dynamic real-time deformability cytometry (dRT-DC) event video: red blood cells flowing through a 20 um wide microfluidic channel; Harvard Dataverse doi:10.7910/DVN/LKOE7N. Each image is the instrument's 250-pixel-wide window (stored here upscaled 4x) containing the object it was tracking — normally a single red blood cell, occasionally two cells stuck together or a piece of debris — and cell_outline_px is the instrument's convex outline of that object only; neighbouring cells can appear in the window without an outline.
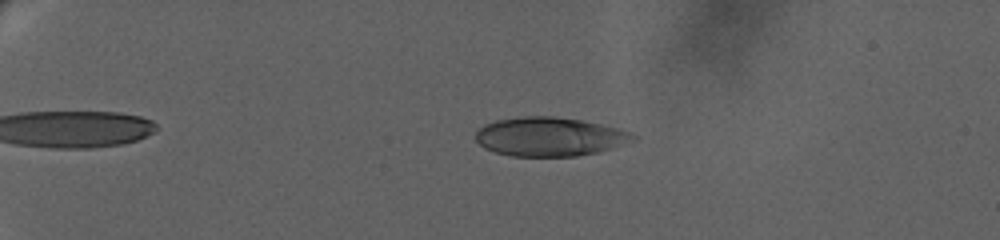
{"species": "human", "species_latin": "Homo sapiens", "temperature_condition": "warm", "stored_images_in_passage": 68, "camera_frame_rate_fps": 3000, "um_per_image_px": 0.085, "donor": {"sex": "female"}, "frame": {"image": 1, "passage_image": 19, "time_ms": 6.667, "image_size_px": [1000, 240], "cell_outline_px": [[636, 140], [612, 148], [596, 152], [576, 156], [512, 156], [496, 152], [484, 148], [476, 140], [476, 132], [484, 124], [496, 120], [524, 116], [552, 116], [580, 120], [600, 124], [616, 128], [628, 132], [636, 136]], "centroid_in_image_um": [46.69, 11.62], "position_along_channel_um": 38.3, "area_um2": 35.43}}
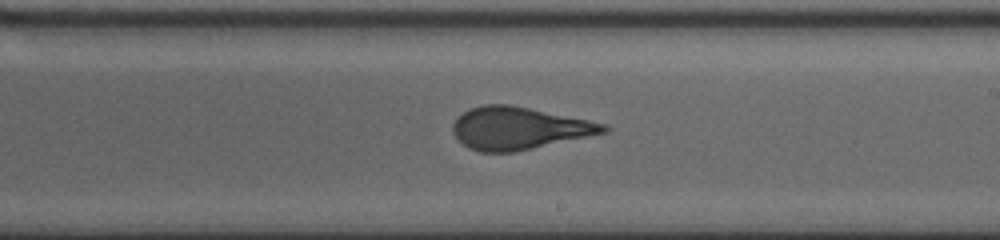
{"frame": {"image": 2, "passage_image": 45, "time_ms": 16.333, "image_size_px": [1000, 240], "cell_outline_px": [[612, 128], [608, 132], [516, 152], [480, 152], [468, 148], [452, 132], [452, 124], [456, 116], [472, 108], [484, 104], [508, 104], [608, 124]], "centroid_in_image_um": [44.11, 10.91], "position_along_channel_um": 244.9, "area_um2": 37.22}}
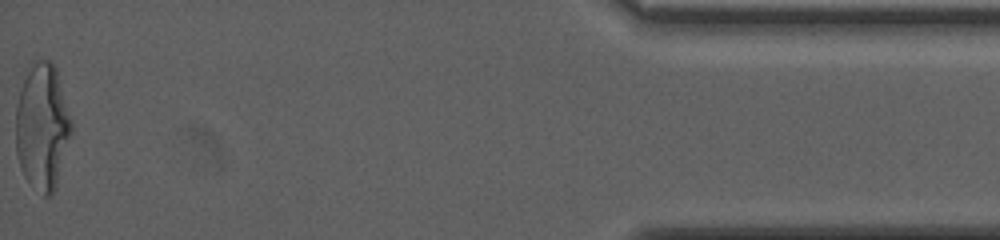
{"frame": {"image": 3, "passage_image": 68, "time_ms": 24.667, "image_size_px": [1000, 240], "cell_outline_px": [[72, 132], [56, 188], [52, 196], [44, 196], [24, 176], [20, 168], [16, 152], [16, 104], [24, 68], [32, 60], [40, 56], [52, 60], [56, 68], [72, 120]], "centroid_in_image_um": [3.58, 10.66], "position_along_channel_um": 431.6, "area_um2": 42.08}, "authors_computed_cell_mechanics": {"area_um2": 36.7319, "velocity_mm_per_s": 3.0536, "shape_relaxation_time_tau1_ms": 7.9154, "shape_relaxation_time_tau2_ms": 0.9599, "deformation_change_tau1": 0.2511, "deformation_change_tau2": 0.0802}}